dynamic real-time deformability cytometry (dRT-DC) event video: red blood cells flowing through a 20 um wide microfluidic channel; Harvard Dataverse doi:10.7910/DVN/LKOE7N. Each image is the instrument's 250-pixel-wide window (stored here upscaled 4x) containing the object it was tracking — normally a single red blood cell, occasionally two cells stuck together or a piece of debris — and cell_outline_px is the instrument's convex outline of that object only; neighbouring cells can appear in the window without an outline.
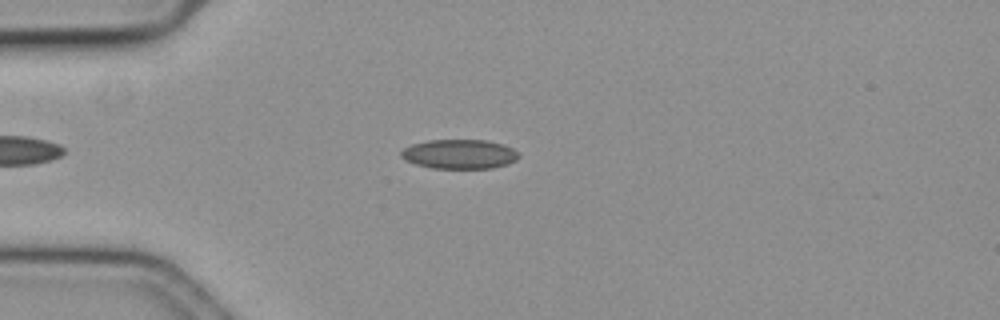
{"species": "common noctule bat (a hibernating species)", "species_latin": "Nyctalus noctula", "temperature_condition": "cold", "stored_images_in_passage": 48, "camera_frame_rate_fps": 3000, "um_per_image_px": 0.085, "animal": {"sex": "female", "body_mass_g": 19.3, "forearm_length_mm": 54.1}, "frame": {"image": 1, "passage_image": 10, "time_ms": 3.0, "image_size_px": [1000, 320], "cell_outline_px": [[520, 156], [516, 160], [508, 164], [492, 168], [432, 168], [416, 164], [404, 160], [400, 156], [400, 152], [404, 148], [412, 144], [428, 140], [488, 140], [504, 144], [512, 148]], "centroid_in_image_um": [39.05, 13.09], "position_along_channel_um": 46.0, "area_um2": 20.23}}
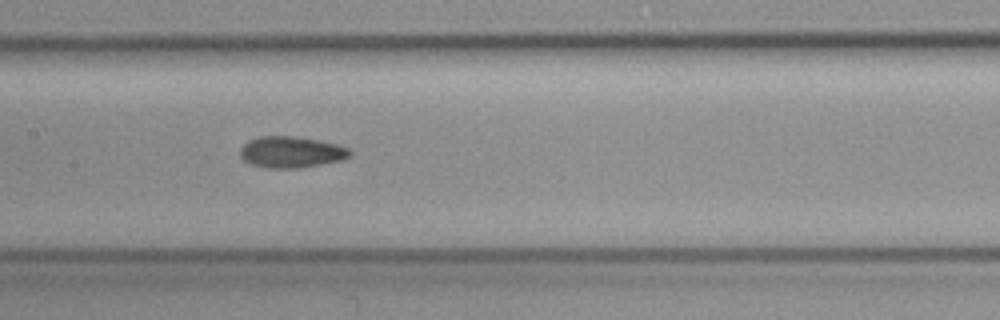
{"frame": {"image": 2, "passage_image": 23, "time_ms": 7.333, "image_size_px": [1000, 320], "cell_outline_px": [[352, 152], [344, 160], [300, 168], [268, 168], [252, 164], [244, 160], [240, 156], [240, 148], [244, 144], [260, 136], [292, 136], [320, 140], [336, 144], [348, 148]], "centroid_in_image_um": [24.77, 12.93], "position_along_channel_um": 182.6, "area_um2": 19.94}}
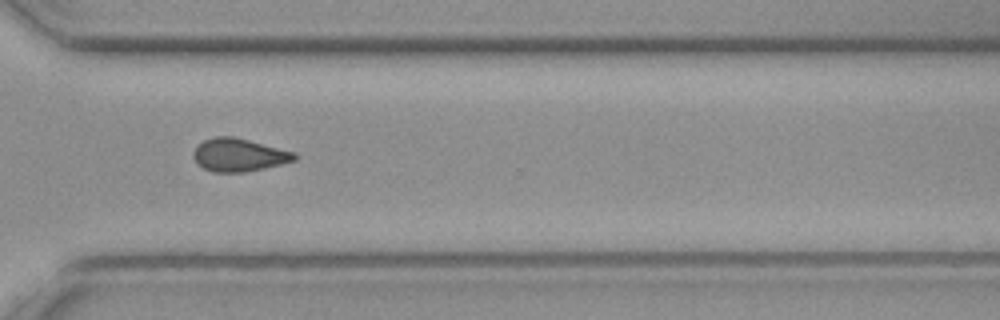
{"frame": {"image": 3, "passage_image": 37, "time_ms": 12.0, "image_size_px": [1000, 320], "cell_outline_px": [[296, 160], [264, 168], [244, 172], [212, 172], [196, 164], [192, 156], [192, 152], [204, 140], [216, 136], [232, 136], [296, 152]], "centroid_in_image_um": [20.28, 13.17], "position_along_channel_um": 350.3, "area_um2": 19.36}, "authors_computed_cell_mechanics": {"area_um2": 19.7387, "velocity_mm_per_s": 3.5945, "shape_relaxation_time_tau1_ms": null, "shape_relaxation_time_tau2_ms": 4.5961, "deformation_change_tau1": null, "deformation_change_tau2": 0.1055}}